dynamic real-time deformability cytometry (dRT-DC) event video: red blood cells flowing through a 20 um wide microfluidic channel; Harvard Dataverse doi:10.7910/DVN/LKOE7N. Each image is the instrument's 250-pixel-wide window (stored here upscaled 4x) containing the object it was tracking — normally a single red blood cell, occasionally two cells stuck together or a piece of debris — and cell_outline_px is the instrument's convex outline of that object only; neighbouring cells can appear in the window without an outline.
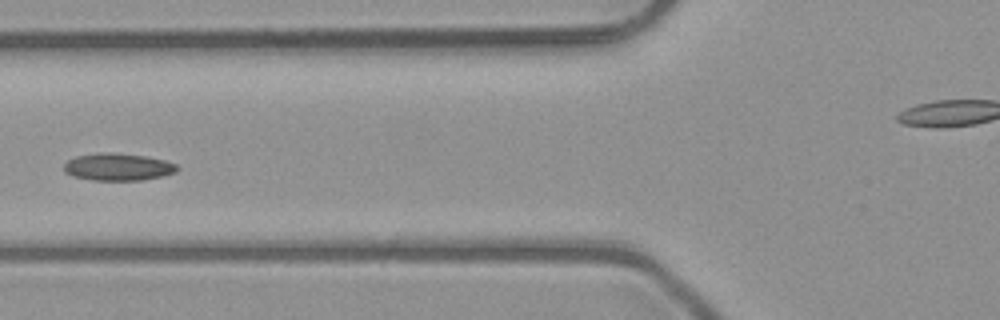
{"species": "common noctule bat (a hibernating species)", "species_latin": "Nyctalus noctula", "temperature_condition": "room temperature", "stored_images_in_passage": 7, "camera_frame_rate_fps": 3000, "um_per_image_px": 0.085, "animal": {"sex": "male", "body_mass_g": 23.1, "forearm_length_mm": 52.7}, "frame": {"image": 1, "passage_image": 7, "time_ms": 2.0, "image_size_px": [1000, 320], "cell_outline_px": [[180, 168], [176, 172], [164, 176], [144, 180], [92, 180], [72, 176], [64, 172], [64, 164], [68, 160], [76, 156], [100, 152], [112, 152], [144, 156], [164, 160], [176, 164]], "centroid_in_image_um": [10.03, 14.19], "position_along_channel_um": 115.8, "area_um2": 18.15}}